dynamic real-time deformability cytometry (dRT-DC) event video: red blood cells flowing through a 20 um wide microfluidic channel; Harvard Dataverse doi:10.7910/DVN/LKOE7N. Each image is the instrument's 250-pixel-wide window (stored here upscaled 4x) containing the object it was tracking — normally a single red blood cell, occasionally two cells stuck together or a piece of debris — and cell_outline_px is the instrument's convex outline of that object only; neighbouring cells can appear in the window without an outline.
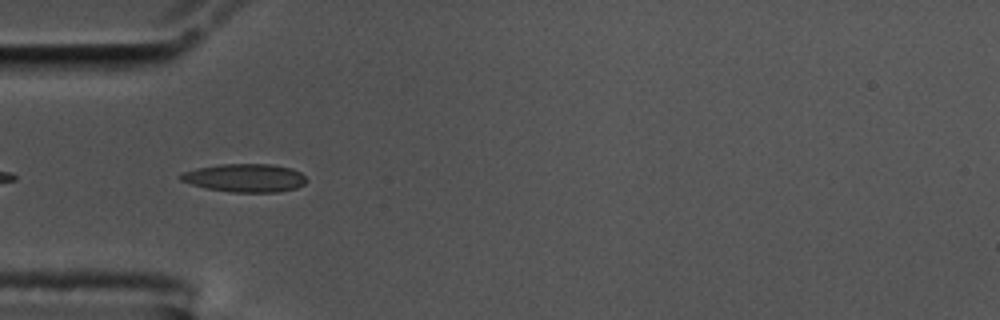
{"species": "common noctule bat (a hibernating species)", "species_latin": "Nyctalus noctula", "temperature_condition": "cold", "stored_images_in_passage": 42, "camera_frame_rate_fps": 3000, "um_per_image_px": 0.085, "animal": {"sex": "male", "body_mass_g": 17.5, "forearm_length_mm": 52.3}, "frame": {"image": 1, "passage_image": 3, "time_ms": 0.667, "image_size_px": [1000, 320], "cell_outline_px": [[308, 180], [304, 184], [296, 188], [280, 192], [232, 192], [208, 188], [192, 184], [180, 180], [176, 176], [184, 172], [196, 168], [220, 164], [272, 164], [292, 168], [300, 172]], "centroid_in_image_um": [20.84, 15.11], "position_along_channel_um": 64.2, "area_um2": 20.75}}
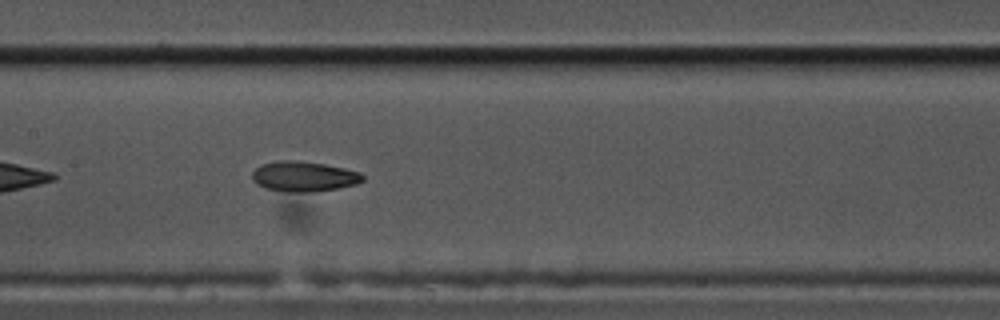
{"frame": {"image": 2, "passage_image": 13, "time_ms": 4.0, "image_size_px": [1000, 320], "cell_outline_px": [[364, 180], [356, 184], [336, 188], [308, 192], [288, 192], [264, 188], [256, 184], [252, 180], [252, 172], [256, 168], [264, 164], [280, 160], [296, 160], [324, 164], [344, 168], [360, 172], [364, 176]], "centroid_in_image_um": [25.81, 15.0], "position_along_channel_um": 181.6, "area_um2": 19.36}}
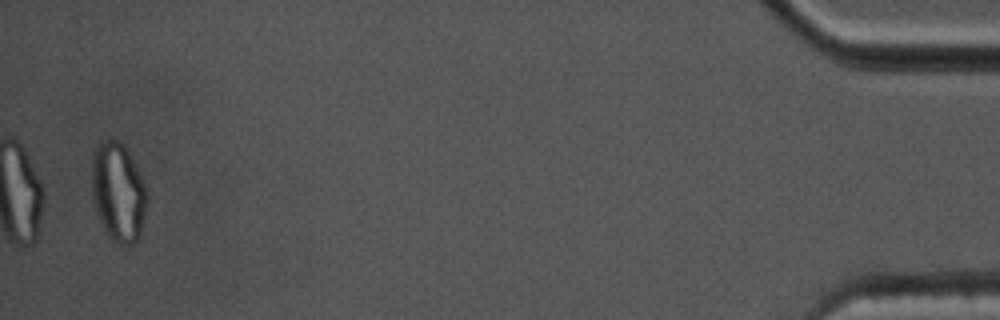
{"frame": {"image": 3, "passage_image": 41, "time_ms": 13.333, "image_size_px": [1000, 320], "cell_outline_px": [[148, 204], [140, 236], [132, 244], [120, 244], [112, 240], [104, 232], [92, 196], [92, 156], [96, 148], [100, 144], [108, 140], [116, 140], [124, 144], [144, 180], [148, 192]], "centroid_in_image_um": [10.08, 16.35], "position_along_channel_um": 425.1, "area_um2": 32.02}, "authors_computed_cell_mechanics": {"area_um2": 19.7098, "velocity_mm_per_s": 3.5443, "shape_relaxation_time_tau1_ms": null, "shape_relaxation_time_tau2_ms": 2.385, "deformation_change_tau1": null, "deformation_change_tau2": 0.0857}}